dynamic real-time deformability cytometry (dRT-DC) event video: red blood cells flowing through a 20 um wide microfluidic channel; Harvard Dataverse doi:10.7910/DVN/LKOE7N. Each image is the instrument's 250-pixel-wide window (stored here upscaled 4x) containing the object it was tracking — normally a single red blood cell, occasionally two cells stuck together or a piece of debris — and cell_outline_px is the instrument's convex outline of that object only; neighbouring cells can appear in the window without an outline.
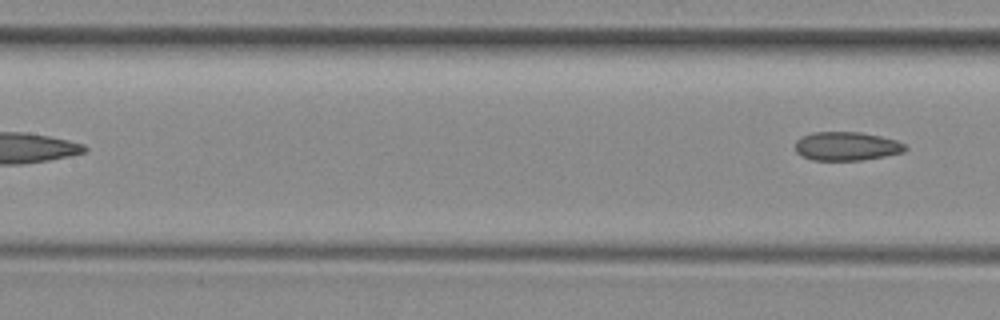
{"species": "common noctule bat (a hibernating species)", "species_latin": "Nyctalus noctula", "temperature_condition": "room temperature", "stored_images_in_passage": 6, "segment_of_instrument_passage": [2, 2], "camera_frame_rate_fps": 3000, "um_per_image_px": 0.085, "animal": {"sex": "female", "body_mass_g": 29.2, "forearm_length_mm": 56.3}, "frame": {"image": 1, "passage_image": 6, "time_ms": 5.667, "image_size_px": [1000, 320], "cell_outline_px": [[908, 148], [904, 152], [884, 156], [860, 160], [812, 160], [800, 156], [796, 152], [796, 140], [800, 136], [812, 132], [860, 132], [880, 136], [896, 140], [904, 144]], "centroid_in_image_um": [71.93, 12.42], "position_along_channel_um": 135.5, "area_um2": 18.5}}